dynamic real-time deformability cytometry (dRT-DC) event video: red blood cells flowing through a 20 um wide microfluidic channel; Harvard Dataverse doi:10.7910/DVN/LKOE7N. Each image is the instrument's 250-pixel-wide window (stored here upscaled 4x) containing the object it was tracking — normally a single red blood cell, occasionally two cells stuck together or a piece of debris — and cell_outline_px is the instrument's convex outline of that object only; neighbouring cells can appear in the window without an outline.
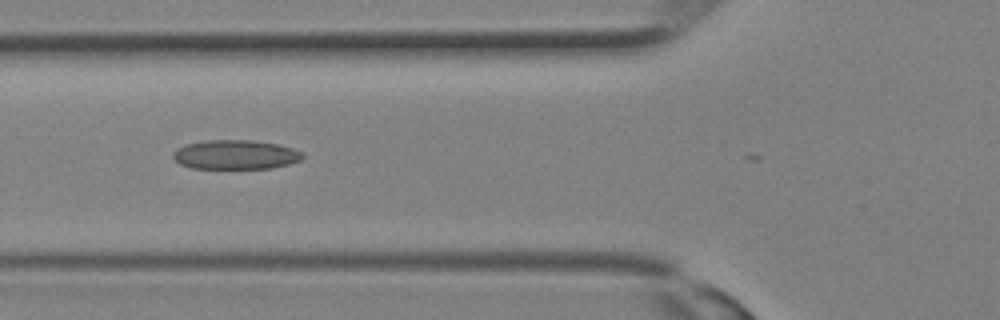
{"species": "Egyptian fruit bat (a non-hibernating species)", "species_latin": "Rousettus aegyptiacus", "temperature_condition": "room temperature", "stored_images_in_passage": 11, "camera_frame_rate_fps": 3000, "um_per_image_px": 0.085, "animal": {"sex": "female"}, "frame": {"image": 1, "passage_image": 9, "time_ms": 2.667, "image_size_px": [1000, 320], "cell_outline_px": [[304, 156], [300, 160], [288, 164], [272, 168], [192, 168], [180, 164], [172, 156], [172, 152], [176, 148], [188, 144], [208, 140], [252, 140], [280, 144], [292, 148], [300, 152]], "centroid_in_image_um": [20.01, 13.14], "position_along_channel_um": 105.8, "area_um2": 22.02}}